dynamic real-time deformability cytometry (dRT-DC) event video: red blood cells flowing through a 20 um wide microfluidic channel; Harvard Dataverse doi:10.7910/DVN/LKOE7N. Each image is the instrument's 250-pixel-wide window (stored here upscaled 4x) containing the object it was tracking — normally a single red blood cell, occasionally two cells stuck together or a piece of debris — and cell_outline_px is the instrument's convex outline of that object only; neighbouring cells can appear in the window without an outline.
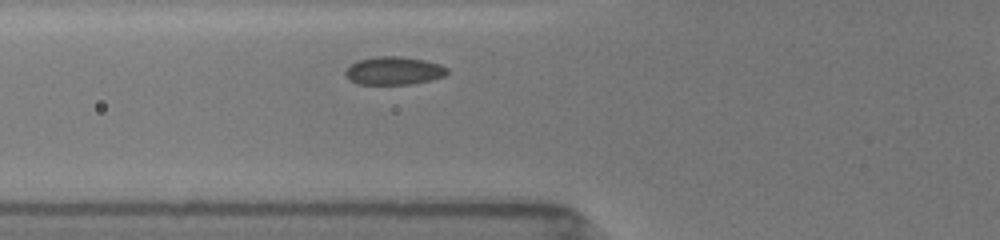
{"species": "common noctule bat (a hibernating species)", "species_latin": "Nyctalus noctula", "temperature_condition": "room temperature", "stored_images_in_passage": 21, "camera_frame_rate_fps": 3000, "um_per_image_px": 0.085, "animal": {"sex": "female", "body_mass_g": 19.5, "forearm_length_mm": 54.1}, "frame": {"image": 1, "passage_image": 2, "time_ms": 0.667, "image_size_px": [1000, 240], "cell_outline_px": [[448, 72], [444, 76], [428, 80], [408, 84], [360, 84], [352, 80], [344, 72], [352, 64], [360, 60], [376, 56], [400, 56], [424, 60], [440, 64], [448, 68]], "centroid_in_image_um": [33.51, 6.0], "position_along_channel_um": 92.3, "area_um2": 16.3}}
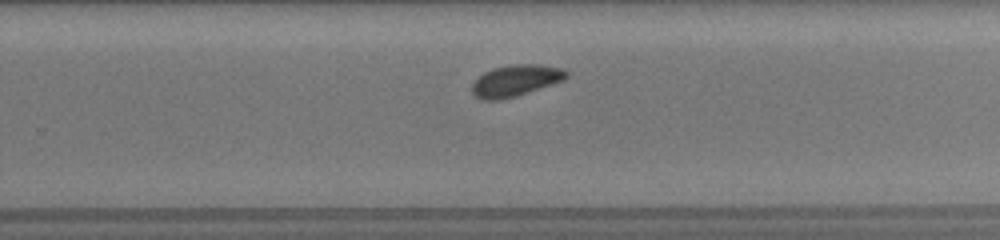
{"frame": {"image": 2, "passage_image": 12, "time_ms": 5.667, "image_size_px": [1000, 240], "cell_outline_px": [[568, 76], [564, 80], [516, 96], [496, 100], [484, 100], [476, 96], [472, 92], [472, 84], [484, 72], [492, 68], [512, 64], [536, 64], [564, 68], [568, 72]], "centroid_in_image_um": [43.85, 6.83], "position_along_channel_um": 286.0, "area_um2": 17.17}}
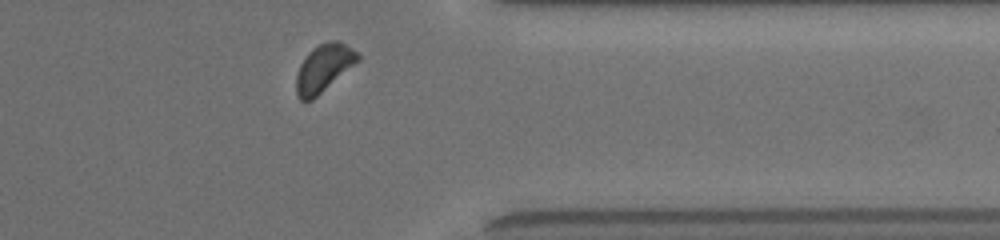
{"frame": {"image": 3, "passage_image": 19, "time_ms": 8.333, "image_size_px": [1000, 240], "cell_outline_px": [[360, 60], [312, 100], [300, 100], [296, 92], [296, 76], [300, 64], [308, 52], [312, 48], [328, 40], [336, 40], [352, 48], [360, 56]], "centroid_in_image_um": [27.51, 5.77], "position_along_channel_um": 383.9, "area_um2": 16.88}}